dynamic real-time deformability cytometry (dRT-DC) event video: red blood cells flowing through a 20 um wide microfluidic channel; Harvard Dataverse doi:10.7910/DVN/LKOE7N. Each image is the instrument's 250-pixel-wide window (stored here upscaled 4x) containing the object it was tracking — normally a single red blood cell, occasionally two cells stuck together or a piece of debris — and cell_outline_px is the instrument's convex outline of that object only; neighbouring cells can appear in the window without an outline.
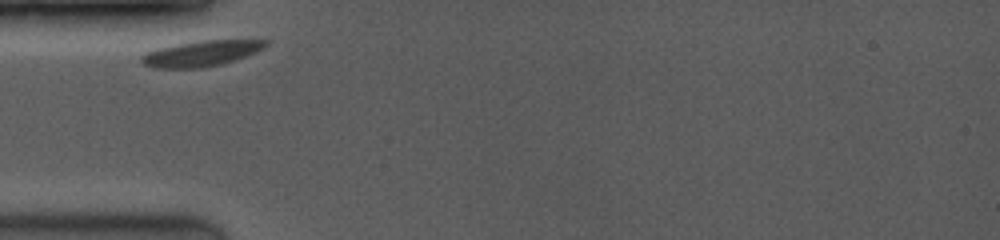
{"species": "common noctule bat (a hibernating species)", "species_latin": "Nyctalus noctula", "temperature_condition": "room temperature", "stored_images_in_passage": 30, "camera_frame_rate_fps": 3500, "um_per_image_px": 0.085, "animal": {"sex": "female", "body_mass_g": 19.0, "forearm_length_mm": 53.3}, "frame": {"image": 1, "passage_image": 1, "time_ms": 0.0, "image_size_px": [1000, 240], "cell_outline_px": [[268, 44], [264, 48], [256, 52], [224, 64], [204, 68], [152, 68], [144, 64], [140, 60], [140, 56], [156, 48], [176, 44], [204, 40], [268, 40]], "centroid_in_image_um": [17.09, 4.55], "position_along_channel_um": 67.9, "area_um2": 18.67}}
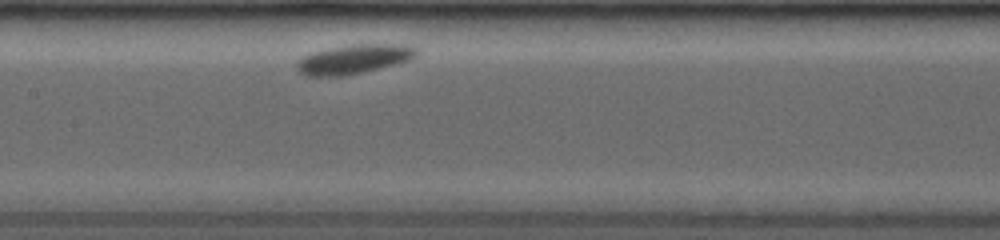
{"frame": {"image": 2, "passage_image": 11, "time_ms": 3.143, "image_size_px": [1000, 240], "cell_outline_px": [[416, 56], [408, 60], [380, 68], [364, 72], [340, 76], [308, 76], [300, 72], [296, 68], [296, 64], [304, 56], [312, 52], [328, 48], [352, 44], [400, 44], [416, 48]], "centroid_in_image_um": [30.05, 5.02], "position_along_channel_um": 177.4, "area_um2": 20.17}}
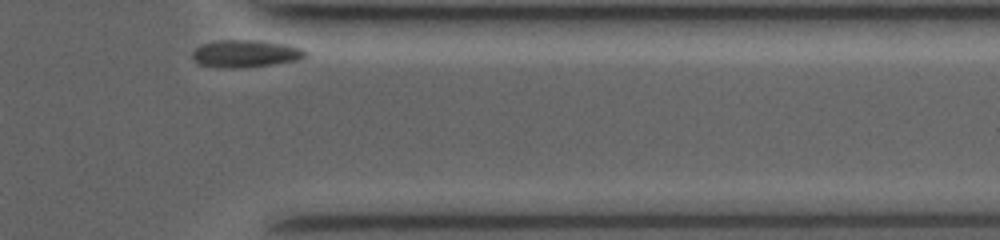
{"frame": {"image": 3, "passage_image": 30, "time_ms": 9.143, "image_size_px": [1000, 240], "cell_outline_px": [[308, 56], [300, 60], [268, 64], [232, 68], [224, 68], [200, 64], [192, 56], [192, 52], [200, 44], [220, 40], [256, 40], [288, 44], [300, 48], [308, 52]], "centroid_in_image_um": [20.9, 4.54], "position_along_channel_um": 390.5, "area_um2": 17.86}, "authors_computed_cell_mechanics": {"area_um2": 18.6405, "velocity_mm_per_s": 3.5138, "shape_relaxation_time_tau1_ms": 2.0484, "shape_relaxation_time_tau2_ms": null, "deformation_change_tau1": 0.0684, "deformation_change_tau2": null}}